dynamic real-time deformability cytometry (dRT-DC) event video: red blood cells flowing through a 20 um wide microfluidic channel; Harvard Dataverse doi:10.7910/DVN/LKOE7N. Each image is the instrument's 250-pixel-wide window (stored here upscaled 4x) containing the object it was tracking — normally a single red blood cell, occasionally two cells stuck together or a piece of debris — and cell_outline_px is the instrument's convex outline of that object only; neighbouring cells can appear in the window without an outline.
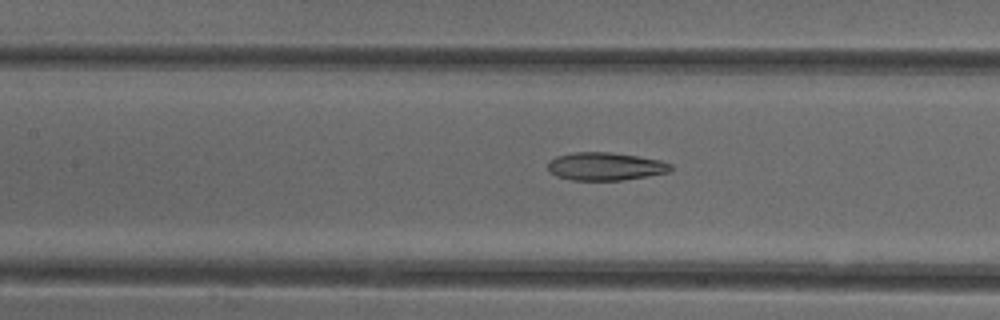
{"species": "common noctule bat (a hibernating species)", "species_latin": "Nyctalus noctula", "temperature_condition": "cold", "stored_images_in_passage": 52, "camera_frame_rate_fps": 3000, "um_per_image_px": 0.085, "animal": {"sex": "female"}, "frame": {"image": 1, "passage_image": 23, "time_ms": 7.333, "image_size_px": [1000, 320], "cell_outline_px": [[672, 168], [668, 172], [648, 176], [620, 180], [572, 180], [556, 176], [548, 172], [548, 160], [556, 156], [576, 152], [608, 152], [636, 156], [660, 160], [672, 164]], "centroid_in_image_um": [51.41, 14.14], "position_along_channel_um": 156.0, "area_um2": 20.0}}
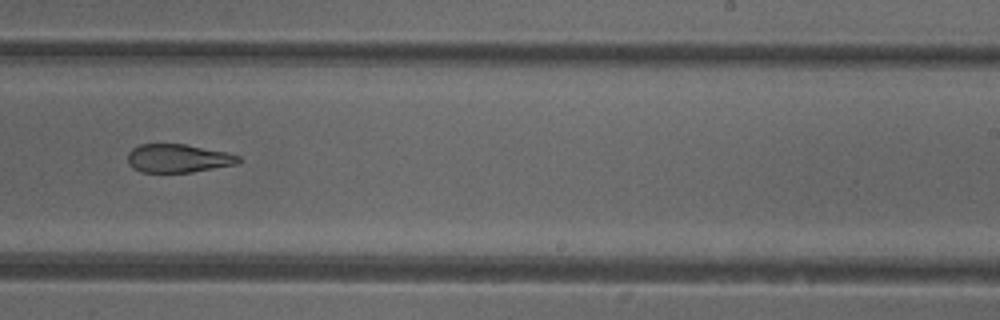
{"frame": {"image": 2, "passage_image": 32, "time_ms": 10.333, "image_size_px": [1000, 320], "cell_outline_px": [[244, 160], [236, 164], [192, 172], [140, 172], [132, 168], [128, 164], [128, 152], [132, 148], [140, 144], [184, 144], [228, 152], [240, 156]], "centroid_in_image_um": [15.15, 13.45], "position_along_channel_um": 273.9, "area_um2": 18.5}}
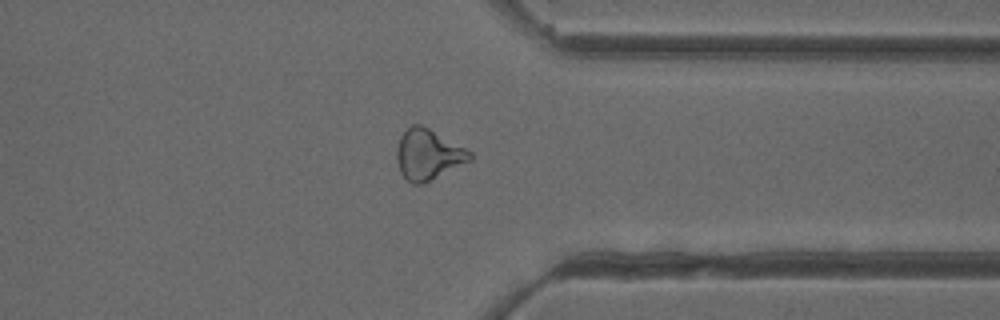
{"frame": {"image": 3, "passage_image": 40, "time_ms": 13.0, "image_size_px": [1000, 320], "cell_outline_px": [[472, 160], [424, 184], [412, 184], [400, 172], [396, 160], [396, 148], [400, 136], [412, 124], [420, 124], [428, 128], [472, 152]], "centroid_in_image_um": [36.37, 13.15], "position_along_channel_um": 375.0, "area_um2": 21.5}, "authors_computed_cell_mechanics": {"area_um2": 21.9929, "velocity_mm_per_s": 3.9486, "shape_relaxation_time_tau1_ms": null, "shape_relaxation_time_tau2_ms": 6.8656, "deformation_change_tau1": null, "deformation_change_tau2": 0.1784}}